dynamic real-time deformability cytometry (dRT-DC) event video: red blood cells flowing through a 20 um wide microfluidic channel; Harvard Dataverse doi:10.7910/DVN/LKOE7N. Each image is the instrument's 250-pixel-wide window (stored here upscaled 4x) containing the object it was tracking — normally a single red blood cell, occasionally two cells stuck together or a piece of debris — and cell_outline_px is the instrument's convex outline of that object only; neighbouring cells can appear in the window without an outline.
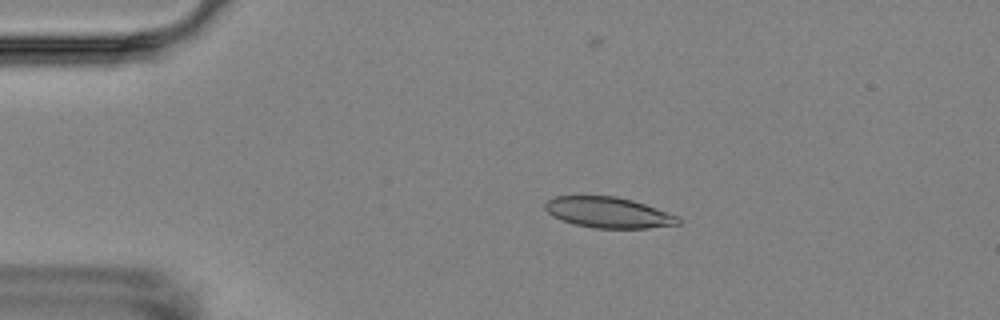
{"species": "Egyptian fruit bat (a non-hibernating species)", "species_latin": "Rousettus aegyptiacus", "temperature_condition": "room temperature", "stored_images_in_passage": 2, "camera_frame_rate_fps": 3000, "um_per_image_px": 0.085, "animal": {"sex": "female"}, "frame": {"image": 1, "passage_image": 1, "time_ms": 0.0, "image_size_px": [1000, 320], "cell_outline_px": [[680, 224], [648, 228], [592, 228], [576, 224], [552, 216], [544, 208], [544, 204], [548, 200], [556, 196], [616, 196], [632, 200], [680, 216]], "centroid_in_image_um": [51.73, 18.06], "position_along_channel_um": 33.3, "area_um2": 23.76}}